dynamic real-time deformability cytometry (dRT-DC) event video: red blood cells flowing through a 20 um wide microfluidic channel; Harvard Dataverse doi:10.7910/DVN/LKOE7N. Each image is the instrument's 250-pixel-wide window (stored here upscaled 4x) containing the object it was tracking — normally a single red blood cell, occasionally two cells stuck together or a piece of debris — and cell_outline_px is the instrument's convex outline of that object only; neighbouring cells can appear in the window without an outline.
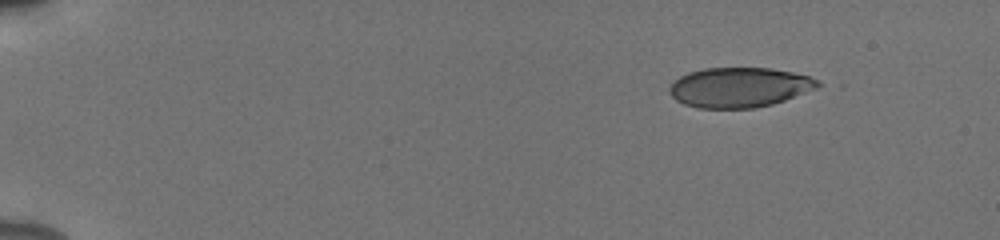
{"species": "human", "species_latin": "Homo sapiens", "temperature_condition": "cold", "stored_images_in_passage": 48, "camera_frame_rate_fps": 3000, "um_per_image_px": 0.085, "donor": {"sex": "male"}, "frame": {"image": 1, "passage_image": 1, "time_ms": 0.0, "image_size_px": [1000, 240], "cell_outline_px": [[824, 84], [816, 88], [784, 100], [772, 104], [756, 108], [696, 108], [684, 104], [676, 100], [668, 92], [668, 88], [680, 76], [688, 72], [704, 68], [772, 68], [792, 72], [808, 76], [820, 80]], "centroid_in_image_um": [62.84, 7.42], "position_along_channel_um": 22.2, "area_um2": 34.56}}
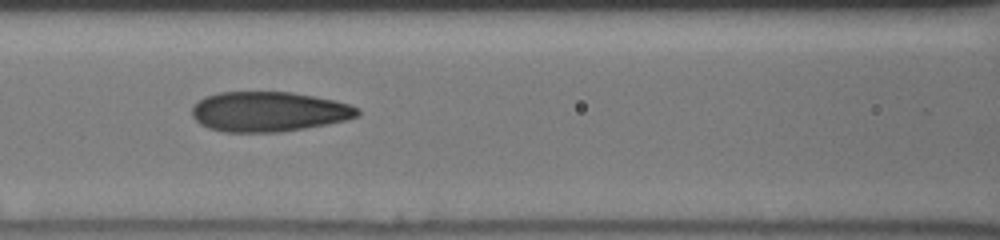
{"frame": {"image": 2, "passage_image": 20, "time_ms": 6.333, "image_size_px": [1000, 240], "cell_outline_px": [[360, 116], [348, 120], [328, 124], [280, 132], [224, 132], [208, 128], [200, 124], [192, 116], [192, 108], [204, 96], [220, 92], [292, 92], [336, 100], [360, 108]], "centroid_in_image_um": [22.88, 9.49], "position_along_channel_um": 143.7, "area_um2": 38.78}}
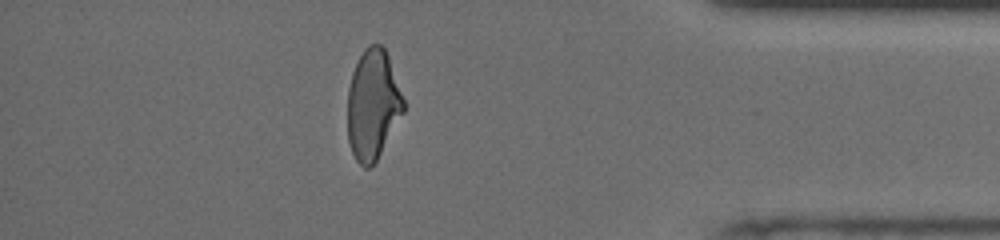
{"frame": {"image": 3, "passage_image": 42, "time_ms": 13.667, "image_size_px": [1000, 240], "cell_outline_px": [[404, 112], [376, 160], [368, 168], [364, 168], [356, 160], [352, 152], [348, 140], [348, 88], [352, 72], [364, 48], [368, 44], [380, 44], [384, 48], [388, 56], [404, 100]], "centroid_in_image_um": [31.68, 8.89], "position_along_channel_um": 403.5, "area_um2": 35.55}, "authors_computed_cell_mechanics": {"area_um2": 37.281, "velocity_mm_per_s": 3.906, "shape_relaxation_time_tau1_ms": 3.7087, "shape_relaxation_time_tau2_ms": 1.1167, "deformation_change_tau1": 0.1581, "deformation_change_tau2": 0.0774}}